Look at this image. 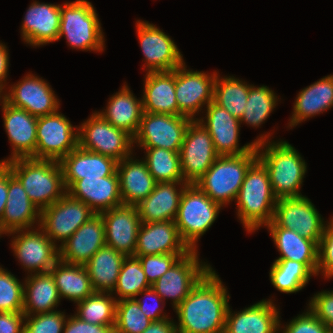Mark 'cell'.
Masks as SVG:
<instances>
[{"mask_svg":"<svg viewBox=\"0 0 333 333\" xmlns=\"http://www.w3.org/2000/svg\"><path fill=\"white\" fill-rule=\"evenodd\" d=\"M4 164L40 211L67 193L59 161L31 157L13 159Z\"/></svg>","mask_w":333,"mask_h":333,"instance_id":"cell-4","label":"cell"},{"mask_svg":"<svg viewBox=\"0 0 333 333\" xmlns=\"http://www.w3.org/2000/svg\"><path fill=\"white\" fill-rule=\"evenodd\" d=\"M126 256L114 248H100L84 265L95 292H112L116 286L121 265Z\"/></svg>","mask_w":333,"mask_h":333,"instance_id":"cell-36","label":"cell"},{"mask_svg":"<svg viewBox=\"0 0 333 333\" xmlns=\"http://www.w3.org/2000/svg\"><path fill=\"white\" fill-rule=\"evenodd\" d=\"M23 312H0V333H24Z\"/></svg>","mask_w":333,"mask_h":333,"instance_id":"cell-53","label":"cell"},{"mask_svg":"<svg viewBox=\"0 0 333 333\" xmlns=\"http://www.w3.org/2000/svg\"><path fill=\"white\" fill-rule=\"evenodd\" d=\"M40 215L39 208L29 199L20 181L8 168V194L0 221V232L7 234L40 226Z\"/></svg>","mask_w":333,"mask_h":333,"instance_id":"cell-25","label":"cell"},{"mask_svg":"<svg viewBox=\"0 0 333 333\" xmlns=\"http://www.w3.org/2000/svg\"><path fill=\"white\" fill-rule=\"evenodd\" d=\"M151 322L135 299L117 301L114 333H142Z\"/></svg>","mask_w":333,"mask_h":333,"instance_id":"cell-44","label":"cell"},{"mask_svg":"<svg viewBox=\"0 0 333 333\" xmlns=\"http://www.w3.org/2000/svg\"><path fill=\"white\" fill-rule=\"evenodd\" d=\"M152 286L144 273L141 262L134 256H127L121 265L116 286L111 292L117 301L123 299H134L148 287Z\"/></svg>","mask_w":333,"mask_h":333,"instance_id":"cell-43","label":"cell"},{"mask_svg":"<svg viewBox=\"0 0 333 333\" xmlns=\"http://www.w3.org/2000/svg\"><path fill=\"white\" fill-rule=\"evenodd\" d=\"M280 252L277 259L303 263L315 276L318 268V245L297 232L279 227L273 220L265 226Z\"/></svg>","mask_w":333,"mask_h":333,"instance_id":"cell-33","label":"cell"},{"mask_svg":"<svg viewBox=\"0 0 333 333\" xmlns=\"http://www.w3.org/2000/svg\"><path fill=\"white\" fill-rule=\"evenodd\" d=\"M319 273L328 280L333 278V216L327 220L318 246L317 276Z\"/></svg>","mask_w":333,"mask_h":333,"instance_id":"cell-48","label":"cell"},{"mask_svg":"<svg viewBox=\"0 0 333 333\" xmlns=\"http://www.w3.org/2000/svg\"><path fill=\"white\" fill-rule=\"evenodd\" d=\"M7 89L9 90L5 92V101L35 117L55 113L60 108V101L51 85L35 74H26Z\"/></svg>","mask_w":333,"mask_h":333,"instance_id":"cell-18","label":"cell"},{"mask_svg":"<svg viewBox=\"0 0 333 333\" xmlns=\"http://www.w3.org/2000/svg\"><path fill=\"white\" fill-rule=\"evenodd\" d=\"M135 25L146 73L172 71L185 62L174 40L159 27L144 20Z\"/></svg>","mask_w":333,"mask_h":333,"instance_id":"cell-16","label":"cell"},{"mask_svg":"<svg viewBox=\"0 0 333 333\" xmlns=\"http://www.w3.org/2000/svg\"><path fill=\"white\" fill-rule=\"evenodd\" d=\"M143 150L146 152L142 159L157 183L184 181L179 152L164 148H143Z\"/></svg>","mask_w":333,"mask_h":333,"instance_id":"cell-42","label":"cell"},{"mask_svg":"<svg viewBox=\"0 0 333 333\" xmlns=\"http://www.w3.org/2000/svg\"><path fill=\"white\" fill-rule=\"evenodd\" d=\"M24 282L0 266V312H23Z\"/></svg>","mask_w":333,"mask_h":333,"instance_id":"cell-45","label":"cell"},{"mask_svg":"<svg viewBox=\"0 0 333 333\" xmlns=\"http://www.w3.org/2000/svg\"><path fill=\"white\" fill-rule=\"evenodd\" d=\"M63 182L66 190L76 181L83 178H100L112 176L117 171L114 158L90 152L77 146L60 161Z\"/></svg>","mask_w":333,"mask_h":333,"instance_id":"cell-28","label":"cell"},{"mask_svg":"<svg viewBox=\"0 0 333 333\" xmlns=\"http://www.w3.org/2000/svg\"><path fill=\"white\" fill-rule=\"evenodd\" d=\"M237 217L250 234L268 225L274 217L277 198L269 174L257 159L247 170L236 198Z\"/></svg>","mask_w":333,"mask_h":333,"instance_id":"cell-3","label":"cell"},{"mask_svg":"<svg viewBox=\"0 0 333 333\" xmlns=\"http://www.w3.org/2000/svg\"><path fill=\"white\" fill-rule=\"evenodd\" d=\"M183 256L185 255L150 254L134 257L141 262L147 280L152 285Z\"/></svg>","mask_w":333,"mask_h":333,"instance_id":"cell-47","label":"cell"},{"mask_svg":"<svg viewBox=\"0 0 333 333\" xmlns=\"http://www.w3.org/2000/svg\"><path fill=\"white\" fill-rule=\"evenodd\" d=\"M105 245V224L101 214H95L59 247V260L85 265Z\"/></svg>","mask_w":333,"mask_h":333,"instance_id":"cell-24","label":"cell"},{"mask_svg":"<svg viewBox=\"0 0 333 333\" xmlns=\"http://www.w3.org/2000/svg\"><path fill=\"white\" fill-rule=\"evenodd\" d=\"M9 52L8 48L5 43L0 41V88L3 89L5 92L7 91L6 88L9 86L7 84V77L9 72ZM6 86V87H5Z\"/></svg>","mask_w":333,"mask_h":333,"instance_id":"cell-54","label":"cell"},{"mask_svg":"<svg viewBox=\"0 0 333 333\" xmlns=\"http://www.w3.org/2000/svg\"><path fill=\"white\" fill-rule=\"evenodd\" d=\"M67 193L88 205L96 214L123 204L117 171L108 177L76 180Z\"/></svg>","mask_w":333,"mask_h":333,"instance_id":"cell-27","label":"cell"},{"mask_svg":"<svg viewBox=\"0 0 333 333\" xmlns=\"http://www.w3.org/2000/svg\"><path fill=\"white\" fill-rule=\"evenodd\" d=\"M312 276L315 275L303 263L289 259H275L269 272L271 284L286 294L305 288Z\"/></svg>","mask_w":333,"mask_h":333,"instance_id":"cell-39","label":"cell"},{"mask_svg":"<svg viewBox=\"0 0 333 333\" xmlns=\"http://www.w3.org/2000/svg\"><path fill=\"white\" fill-rule=\"evenodd\" d=\"M0 106L5 132L12 147L11 156L1 159L0 164L18 158H35L38 117L24 109L13 107L6 101Z\"/></svg>","mask_w":333,"mask_h":333,"instance_id":"cell-20","label":"cell"},{"mask_svg":"<svg viewBox=\"0 0 333 333\" xmlns=\"http://www.w3.org/2000/svg\"><path fill=\"white\" fill-rule=\"evenodd\" d=\"M272 133H264L254 140L257 159L264 165L274 196L277 199L301 197V187L307 173V164L298 150L289 142L272 140Z\"/></svg>","mask_w":333,"mask_h":333,"instance_id":"cell-2","label":"cell"},{"mask_svg":"<svg viewBox=\"0 0 333 333\" xmlns=\"http://www.w3.org/2000/svg\"><path fill=\"white\" fill-rule=\"evenodd\" d=\"M5 101V92L3 89L0 88V104Z\"/></svg>","mask_w":333,"mask_h":333,"instance_id":"cell-57","label":"cell"},{"mask_svg":"<svg viewBox=\"0 0 333 333\" xmlns=\"http://www.w3.org/2000/svg\"><path fill=\"white\" fill-rule=\"evenodd\" d=\"M251 84L232 76L220 77L214 84L213 102L226 109L234 117L241 119L244 114Z\"/></svg>","mask_w":333,"mask_h":333,"instance_id":"cell-38","label":"cell"},{"mask_svg":"<svg viewBox=\"0 0 333 333\" xmlns=\"http://www.w3.org/2000/svg\"><path fill=\"white\" fill-rule=\"evenodd\" d=\"M8 194V167L0 164V221L3 216Z\"/></svg>","mask_w":333,"mask_h":333,"instance_id":"cell-55","label":"cell"},{"mask_svg":"<svg viewBox=\"0 0 333 333\" xmlns=\"http://www.w3.org/2000/svg\"><path fill=\"white\" fill-rule=\"evenodd\" d=\"M309 310L328 328H333V290L319 291L310 298Z\"/></svg>","mask_w":333,"mask_h":333,"instance_id":"cell-51","label":"cell"},{"mask_svg":"<svg viewBox=\"0 0 333 333\" xmlns=\"http://www.w3.org/2000/svg\"><path fill=\"white\" fill-rule=\"evenodd\" d=\"M61 298L50 272L27 275L24 279L25 315H35L57 310Z\"/></svg>","mask_w":333,"mask_h":333,"instance_id":"cell-35","label":"cell"},{"mask_svg":"<svg viewBox=\"0 0 333 333\" xmlns=\"http://www.w3.org/2000/svg\"><path fill=\"white\" fill-rule=\"evenodd\" d=\"M217 73L214 71L208 74L204 71L187 69L185 62L175 68V97L178 104V115L197 120L196 116L199 112L203 113V107L213 101Z\"/></svg>","mask_w":333,"mask_h":333,"instance_id":"cell-13","label":"cell"},{"mask_svg":"<svg viewBox=\"0 0 333 333\" xmlns=\"http://www.w3.org/2000/svg\"><path fill=\"white\" fill-rule=\"evenodd\" d=\"M61 5L33 1L21 24V38L33 47L58 41Z\"/></svg>","mask_w":333,"mask_h":333,"instance_id":"cell-23","label":"cell"},{"mask_svg":"<svg viewBox=\"0 0 333 333\" xmlns=\"http://www.w3.org/2000/svg\"><path fill=\"white\" fill-rule=\"evenodd\" d=\"M256 160V148L241 155H219L195 184L214 202L226 207L236 201L245 174Z\"/></svg>","mask_w":333,"mask_h":333,"instance_id":"cell-5","label":"cell"},{"mask_svg":"<svg viewBox=\"0 0 333 333\" xmlns=\"http://www.w3.org/2000/svg\"><path fill=\"white\" fill-rule=\"evenodd\" d=\"M278 99L274 90L268 86L251 84L245 111L240 119L241 125L245 122L254 128L261 127L278 105V101H280Z\"/></svg>","mask_w":333,"mask_h":333,"instance_id":"cell-41","label":"cell"},{"mask_svg":"<svg viewBox=\"0 0 333 333\" xmlns=\"http://www.w3.org/2000/svg\"><path fill=\"white\" fill-rule=\"evenodd\" d=\"M121 87L109 98L106 109L98 113L114 127L134 137L144 113L142 98L135 97L127 84Z\"/></svg>","mask_w":333,"mask_h":333,"instance_id":"cell-34","label":"cell"},{"mask_svg":"<svg viewBox=\"0 0 333 333\" xmlns=\"http://www.w3.org/2000/svg\"><path fill=\"white\" fill-rule=\"evenodd\" d=\"M305 310L284 326L279 321V330L282 333H327L329 328L308 307Z\"/></svg>","mask_w":333,"mask_h":333,"instance_id":"cell-49","label":"cell"},{"mask_svg":"<svg viewBox=\"0 0 333 333\" xmlns=\"http://www.w3.org/2000/svg\"><path fill=\"white\" fill-rule=\"evenodd\" d=\"M89 117L78 126L79 147L112 157L118 162L134 153L133 137L130 134L114 127L97 111Z\"/></svg>","mask_w":333,"mask_h":333,"instance_id":"cell-8","label":"cell"},{"mask_svg":"<svg viewBox=\"0 0 333 333\" xmlns=\"http://www.w3.org/2000/svg\"><path fill=\"white\" fill-rule=\"evenodd\" d=\"M191 118L144 112L133 145L139 148H164L179 152ZM136 143V144H135Z\"/></svg>","mask_w":333,"mask_h":333,"instance_id":"cell-11","label":"cell"},{"mask_svg":"<svg viewBox=\"0 0 333 333\" xmlns=\"http://www.w3.org/2000/svg\"><path fill=\"white\" fill-rule=\"evenodd\" d=\"M49 272L61 299L71 300L75 304L95 292L84 265L67 264L59 260Z\"/></svg>","mask_w":333,"mask_h":333,"instance_id":"cell-37","label":"cell"},{"mask_svg":"<svg viewBox=\"0 0 333 333\" xmlns=\"http://www.w3.org/2000/svg\"><path fill=\"white\" fill-rule=\"evenodd\" d=\"M105 224L106 246L134 256L141 219L136 206L122 204L100 213Z\"/></svg>","mask_w":333,"mask_h":333,"instance_id":"cell-21","label":"cell"},{"mask_svg":"<svg viewBox=\"0 0 333 333\" xmlns=\"http://www.w3.org/2000/svg\"><path fill=\"white\" fill-rule=\"evenodd\" d=\"M142 333H177L174 320L166 318L161 321L151 322L148 328Z\"/></svg>","mask_w":333,"mask_h":333,"instance_id":"cell-56","label":"cell"},{"mask_svg":"<svg viewBox=\"0 0 333 333\" xmlns=\"http://www.w3.org/2000/svg\"><path fill=\"white\" fill-rule=\"evenodd\" d=\"M93 4L76 0L61 4L58 40L66 38L72 49L102 52L105 49L104 32Z\"/></svg>","mask_w":333,"mask_h":333,"instance_id":"cell-6","label":"cell"},{"mask_svg":"<svg viewBox=\"0 0 333 333\" xmlns=\"http://www.w3.org/2000/svg\"><path fill=\"white\" fill-rule=\"evenodd\" d=\"M198 253V250H191L152 284L164 301L168 298L172 301L173 310L212 269L210 264L200 261Z\"/></svg>","mask_w":333,"mask_h":333,"instance_id":"cell-10","label":"cell"},{"mask_svg":"<svg viewBox=\"0 0 333 333\" xmlns=\"http://www.w3.org/2000/svg\"><path fill=\"white\" fill-rule=\"evenodd\" d=\"M36 159L60 161L78 146V126L59 112L38 117Z\"/></svg>","mask_w":333,"mask_h":333,"instance_id":"cell-14","label":"cell"},{"mask_svg":"<svg viewBox=\"0 0 333 333\" xmlns=\"http://www.w3.org/2000/svg\"><path fill=\"white\" fill-rule=\"evenodd\" d=\"M221 209L196 184L186 185L174 222L181 240L190 250H198L197 242L211 228Z\"/></svg>","mask_w":333,"mask_h":333,"instance_id":"cell-7","label":"cell"},{"mask_svg":"<svg viewBox=\"0 0 333 333\" xmlns=\"http://www.w3.org/2000/svg\"><path fill=\"white\" fill-rule=\"evenodd\" d=\"M327 333H333V328H329Z\"/></svg>","mask_w":333,"mask_h":333,"instance_id":"cell-58","label":"cell"},{"mask_svg":"<svg viewBox=\"0 0 333 333\" xmlns=\"http://www.w3.org/2000/svg\"><path fill=\"white\" fill-rule=\"evenodd\" d=\"M273 221L282 228L293 230L318 246L327 221L306 196L277 199Z\"/></svg>","mask_w":333,"mask_h":333,"instance_id":"cell-15","label":"cell"},{"mask_svg":"<svg viewBox=\"0 0 333 333\" xmlns=\"http://www.w3.org/2000/svg\"><path fill=\"white\" fill-rule=\"evenodd\" d=\"M116 297L110 292H94L77 302L75 315L87 323L115 325Z\"/></svg>","mask_w":333,"mask_h":333,"instance_id":"cell-40","label":"cell"},{"mask_svg":"<svg viewBox=\"0 0 333 333\" xmlns=\"http://www.w3.org/2000/svg\"><path fill=\"white\" fill-rule=\"evenodd\" d=\"M333 107V74L322 77L313 84L301 89L293 105L288 128L322 114Z\"/></svg>","mask_w":333,"mask_h":333,"instance_id":"cell-31","label":"cell"},{"mask_svg":"<svg viewBox=\"0 0 333 333\" xmlns=\"http://www.w3.org/2000/svg\"><path fill=\"white\" fill-rule=\"evenodd\" d=\"M179 156L187 184H195L219 156L209 132L197 120H192L187 127Z\"/></svg>","mask_w":333,"mask_h":333,"instance_id":"cell-17","label":"cell"},{"mask_svg":"<svg viewBox=\"0 0 333 333\" xmlns=\"http://www.w3.org/2000/svg\"><path fill=\"white\" fill-rule=\"evenodd\" d=\"M63 333H114V325L87 323L74 314L67 317Z\"/></svg>","mask_w":333,"mask_h":333,"instance_id":"cell-52","label":"cell"},{"mask_svg":"<svg viewBox=\"0 0 333 333\" xmlns=\"http://www.w3.org/2000/svg\"><path fill=\"white\" fill-rule=\"evenodd\" d=\"M133 156L117 163V173L123 204L137 206L154 190L157 182L150 174L146 162Z\"/></svg>","mask_w":333,"mask_h":333,"instance_id":"cell-30","label":"cell"},{"mask_svg":"<svg viewBox=\"0 0 333 333\" xmlns=\"http://www.w3.org/2000/svg\"><path fill=\"white\" fill-rule=\"evenodd\" d=\"M273 299H263L233 312L228 306L224 333H280V310Z\"/></svg>","mask_w":333,"mask_h":333,"instance_id":"cell-22","label":"cell"},{"mask_svg":"<svg viewBox=\"0 0 333 333\" xmlns=\"http://www.w3.org/2000/svg\"><path fill=\"white\" fill-rule=\"evenodd\" d=\"M63 311H51L25 315L24 333H63L67 315Z\"/></svg>","mask_w":333,"mask_h":333,"instance_id":"cell-46","label":"cell"},{"mask_svg":"<svg viewBox=\"0 0 333 333\" xmlns=\"http://www.w3.org/2000/svg\"><path fill=\"white\" fill-rule=\"evenodd\" d=\"M142 296L137 298L135 297L134 299L137 301L139 304L142 312L146 315L147 318H149L152 322L156 321H161L168 317L166 313H163L165 301L160 297V295L155 291V289L150 286L146 289H143L137 296ZM152 298V305L150 302L148 303L147 301H151L150 299ZM147 299V300H145Z\"/></svg>","mask_w":333,"mask_h":333,"instance_id":"cell-50","label":"cell"},{"mask_svg":"<svg viewBox=\"0 0 333 333\" xmlns=\"http://www.w3.org/2000/svg\"><path fill=\"white\" fill-rule=\"evenodd\" d=\"M95 214L88 205L66 193L61 199L41 210L40 227L51 241L60 247ZM59 241L60 245L57 244Z\"/></svg>","mask_w":333,"mask_h":333,"instance_id":"cell-12","label":"cell"},{"mask_svg":"<svg viewBox=\"0 0 333 333\" xmlns=\"http://www.w3.org/2000/svg\"><path fill=\"white\" fill-rule=\"evenodd\" d=\"M204 108L206 116L197 118V121L209 132L219 155H241L256 148L254 141L239 146L240 119L213 101Z\"/></svg>","mask_w":333,"mask_h":333,"instance_id":"cell-19","label":"cell"},{"mask_svg":"<svg viewBox=\"0 0 333 333\" xmlns=\"http://www.w3.org/2000/svg\"><path fill=\"white\" fill-rule=\"evenodd\" d=\"M230 294L212 268L174 310L177 333H224Z\"/></svg>","mask_w":333,"mask_h":333,"instance_id":"cell-1","label":"cell"},{"mask_svg":"<svg viewBox=\"0 0 333 333\" xmlns=\"http://www.w3.org/2000/svg\"><path fill=\"white\" fill-rule=\"evenodd\" d=\"M190 251L181 240L174 221L141 223L134 256L150 254L186 255Z\"/></svg>","mask_w":333,"mask_h":333,"instance_id":"cell-26","label":"cell"},{"mask_svg":"<svg viewBox=\"0 0 333 333\" xmlns=\"http://www.w3.org/2000/svg\"><path fill=\"white\" fill-rule=\"evenodd\" d=\"M5 235H12L11 249L28 275L49 272L59 261V247L40 226L15 230Z\"/></svg>","mask_w":333,"mask_h":333,"instance_id":"cell-9","label":"cell"},{"mask_svg":"<svg viewBox=\"0 0 333 333\" xmlns=\"http://www.w3.org/2000/svg\"><path fill=\"white\" fill-rule=\"evenodd\" d=\"M143 81L144 112L178 115V104L175 97V69L148 72Z\"/></svg>","mask_w":333,"mask_h":333,"instance_id":"cell-32","label":"cell"},{"mask_svg":"<svg viewBox=\"0 0 333 333\" xmlns=\"http://www.w3.org/2000/svg\"><path fill=\"white\" fill-rule=\"evenodd\" d=\"M186 185L184 181L156 183L154 190L136 206L141 223L174 221Z\"/></svg>","mask_w":333,"mask_h":333,"instance_id":"cell-29","label":"cell"}]
</instances>
